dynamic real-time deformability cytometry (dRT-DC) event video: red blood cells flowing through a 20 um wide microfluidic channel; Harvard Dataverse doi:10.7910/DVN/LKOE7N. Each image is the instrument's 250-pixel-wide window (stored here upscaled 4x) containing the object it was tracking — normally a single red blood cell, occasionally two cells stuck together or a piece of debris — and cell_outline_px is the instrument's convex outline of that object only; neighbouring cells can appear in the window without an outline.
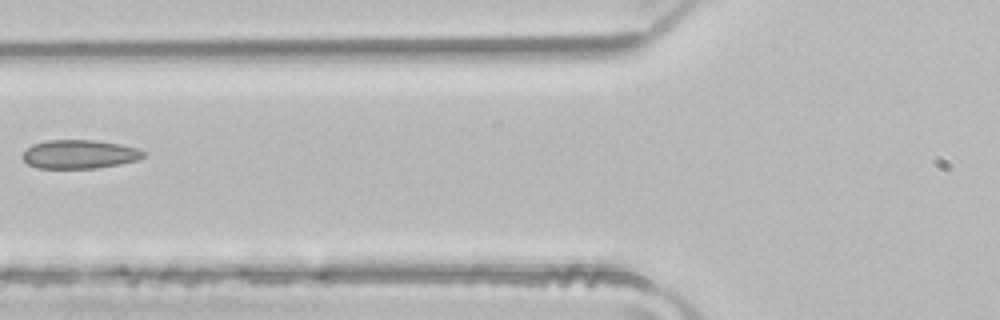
{"species": "common noctule bat (a hibernating species)", "species_latin": "Nyctalus noctula", "temperature_condition": "room temperature", "stored_images_in_passage": 5, "camera_frame_rate_fps": 3000, "um_per_image_px": 0.085, "animal": {"sex": "male", "body_mass_g": 21.5, "forearm_length_mm": 52.0}, "frame": {"image": 1, "passage_image": 5, "time_ms": 1.333, "image_size_px": [1000, 320], "cell_outline_px": [[144, 156], [136, 160], [120, 164], [96, 168], [36, 168], [28, 164], [20, 156], [32, 144], [44, 140], [96, 140], [120, 144], [136, 148], [144, 152]], "centroid_in_image_um": [6.71, 13.1], "position_along_channel_um": 119.1, "area_um2": 20.23}}